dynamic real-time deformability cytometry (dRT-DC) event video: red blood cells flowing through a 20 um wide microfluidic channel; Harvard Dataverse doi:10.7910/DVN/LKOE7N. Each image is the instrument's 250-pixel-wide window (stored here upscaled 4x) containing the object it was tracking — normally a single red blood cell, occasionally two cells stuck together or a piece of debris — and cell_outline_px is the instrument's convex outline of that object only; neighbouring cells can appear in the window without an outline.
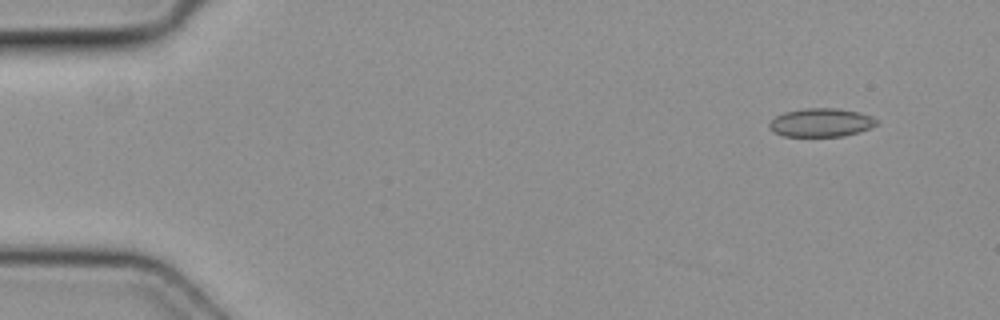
{"species": "common noctule bat (a hibernating species)", "species_latin": "Nyctalus noctula", "temperature_condition": "cold", "stored_images_in_passage": 4, "camera_frame_rate_fps": 3000, "um_per_image_px": 0.085, "animal": {"sex": "female", "body_mass_g": 19.3, "forearm_length_mm": 54.1}, "frame": {"image": 1, "passage_image": 1, "time_ms": 0.0, "image_size_px": [1000, 320], "cell_outline_px": [[880, 120], [872, 128], [844, 136], [784, 136], [772, 132], [768, 128], [768, 124], [776, 116], [784, 112], [804, 108], [840, 108], [860, 112], [872, 116]], "centroid_in_image_um": [69.81, 10.41], "position_along_channel_um": 15.2, "area_um2": 18.09}}